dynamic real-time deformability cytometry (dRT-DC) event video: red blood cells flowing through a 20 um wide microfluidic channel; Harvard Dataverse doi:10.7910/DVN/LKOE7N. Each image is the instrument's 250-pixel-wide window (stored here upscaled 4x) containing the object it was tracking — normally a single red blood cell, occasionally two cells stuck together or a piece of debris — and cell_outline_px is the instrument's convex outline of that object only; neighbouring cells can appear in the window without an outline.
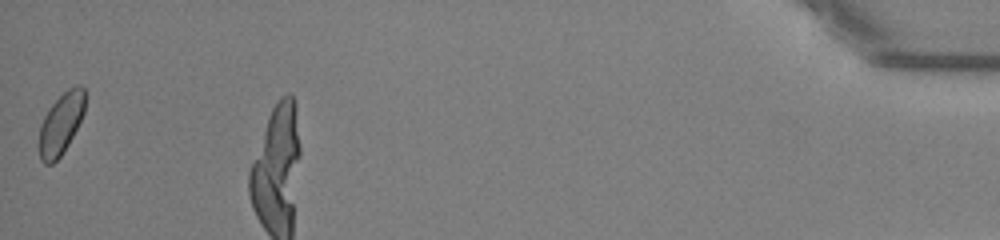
{"species": "common noctule bat (a hibernating species)", "species_latin": "Nyctalus noctula", "temperature_condition": "warm", "stored_images_in_passage": 36, "camera_frame_rate_fps": 3000, "um_per_image_px": 0.085, "animal": {"sex": "male", "body_mass_g": 13.0, "forearm_length_mm": 53.1}, "frame": {"image": 1, "passage_image": 36, "time_ms": 11.667, "image_size_px": [1000, 240], "cell_outline_px": [[84, 112], [68, 144], [60, 156], [52, 164], [44, 164], [40, 160], [40, 124], [48, 108], [68, 88], [76, 84], [80, 84], [84, 88]], "centroid_in_image_um": [5.17, 10.49], "position_along_channel_um": 430.0, "area_um2": 16.13}}